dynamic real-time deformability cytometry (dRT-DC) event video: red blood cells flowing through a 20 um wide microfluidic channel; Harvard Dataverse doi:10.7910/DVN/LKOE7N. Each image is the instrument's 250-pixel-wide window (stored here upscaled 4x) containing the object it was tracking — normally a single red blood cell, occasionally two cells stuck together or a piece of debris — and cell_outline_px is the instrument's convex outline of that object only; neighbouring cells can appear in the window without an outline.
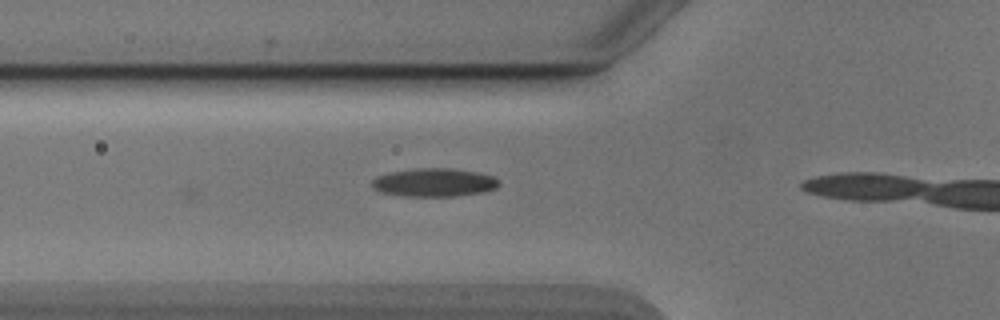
{"species": "Egyptian fruit bat (a non-hibernating species)", "species_latin": "Rousettus aegyptiacus", "temperature_condition": "cold", "stored_images_in_passage": 12, "camera_frame_rate_fps": 3000, "um_per_image_px": 0.085, "animal": {"sex": "male"}, "frame": {"image": 1, "passage_image": 12, "time_ms": 3.667, "image_size_px": [1000, 320], "cell_outline_px": [[500, 184], [496, 188], [484, 192], [456, 196], [400, 196], [380, 192], [372, 188], [372, 180], [376, 176], [388, 172], [412, 168], [452, 168], [480, 172], [492, 176], [500, 180]], "centroid_in_image_um": [36.89, 15.5], "position_along_channel_um": 88.9, "area_um2": 21.39}}